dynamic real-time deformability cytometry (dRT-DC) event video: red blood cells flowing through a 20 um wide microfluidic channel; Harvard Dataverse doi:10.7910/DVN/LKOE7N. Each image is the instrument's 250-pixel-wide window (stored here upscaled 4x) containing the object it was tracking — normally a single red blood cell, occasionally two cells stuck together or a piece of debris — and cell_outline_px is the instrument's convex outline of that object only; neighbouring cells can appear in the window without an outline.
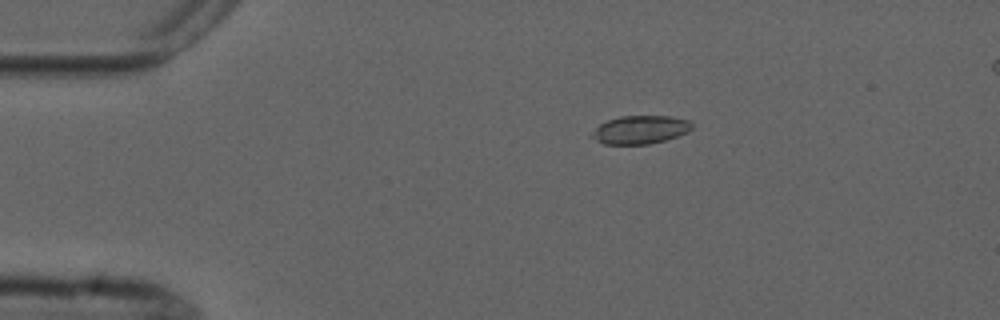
{"species": "common noctule bat (a hibernating species)", "species_latin": "Nyctalus noctula", "temperature_condition": "cold", "stored_images_in_passage": 8, "camera_frame_rate_fps": 3000, "um_per_image_px": 0.085, "animal": {"sex": "male", "forearm_length_mm": 52.5}, "frame": {"image": 1, "passage_image": 1, "time_ms": 0.0, "image_size_px": [1000, 320], "cell_outline_px": [[692, 128], [688, 132], [664, 140], [648, 144], [604, 144], [588, 136], [600, 124], [608, 120], [620, 116], [672, 116], [688, 120], [692, 124]], "centroid_in_image_um": [54.4, 11.02], "position_along_channel_um": 30.6, "area_um2": 16.42}}
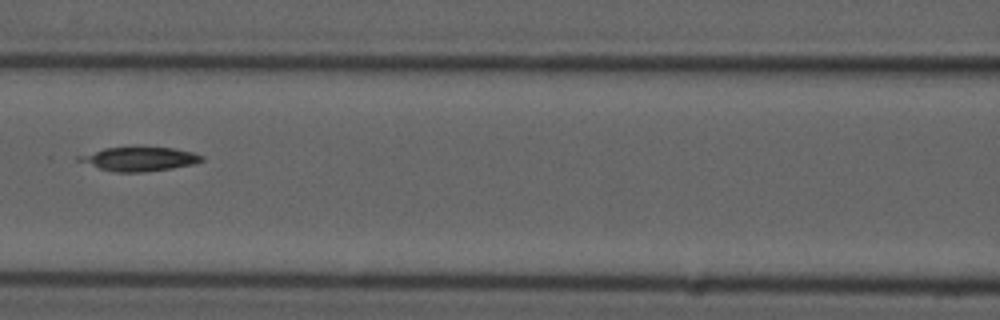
{"frame": {"image": 2, "passage_image": 5, "time_ms": 4.667, "image_size_px": [1000, 320], "cell_outline_px": [[204, 160], [192, 164], [172, 168], [144, 172], [112, 172], [76, 160], [76, 156], [104, 148], [140, 144], [172, 148], [192, 152], [204, 156]], "centroid_in_image_um": [11.82, 13.47], "position_along_channel_um": 154.8, "area_um2": 17.86}}
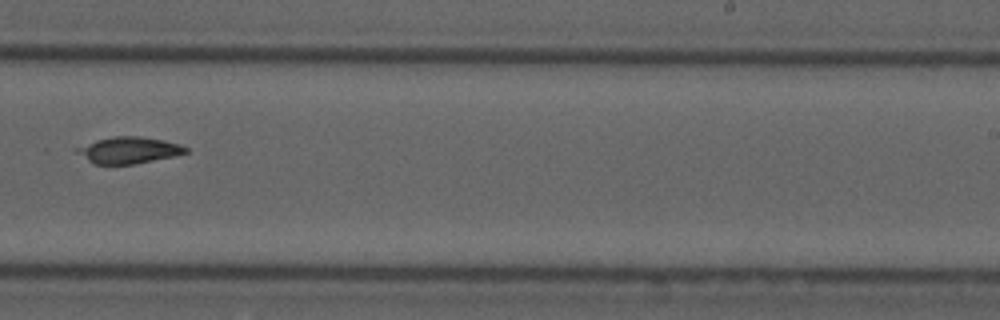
{"frame": {"image": 3, "passage_image": 8, "time_ms": 8.0, "image_size_px": [1000, 320], "cell_outline_px": [[188, 152], [176, 156], [132, 164], [92, 164], [76, 152], [72, 148], [96, 140], [116, 136], [140, 136], [164, 140], [180, 144], [188, 148]], "centroid_in_image_um": [10.93, 12.76], "position_along_channel_um": 278.1, "area_um2": 16.94}}